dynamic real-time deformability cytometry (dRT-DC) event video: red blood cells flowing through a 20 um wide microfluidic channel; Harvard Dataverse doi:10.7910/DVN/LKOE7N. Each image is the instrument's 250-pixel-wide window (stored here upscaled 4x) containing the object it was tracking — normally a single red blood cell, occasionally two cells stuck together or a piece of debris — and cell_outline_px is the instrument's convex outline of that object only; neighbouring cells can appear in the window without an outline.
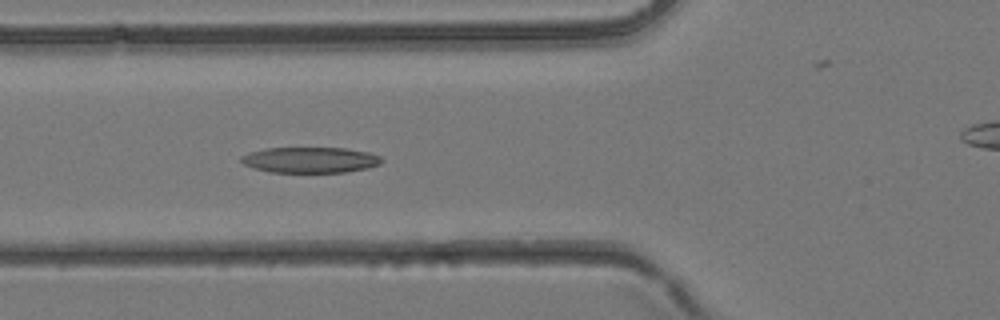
{"species": "common noctule bat (a hibernating species)", "species_latin": "Nyctalus noctula", "temperature_condition": "room temperature", "stored_images_in_passage": 40, "camera_frame_rate_fps": 3000, "um_per_image_px": 0.085, "animal": {"sex": "female", "body_mass_g": 24.6, "forearm_length_mm": 56.2}, "frame": {"image": 1, "passage_image": 14, "time_ms": 4.333, "image_size_px": [1000, 320], "cell_outline_px": [[384, 160], [380, 164], [368, 168], [344, 172], [268, 172], [244, 164], [240, 160], [240, 156], [248, 152], [264, 148], [344, 148], [368, 152], [380, 156]], "centroid_in_image_um": [26.36, 13.59], "position_along_channel_um": 99.4, "area_um2": 21.1}}
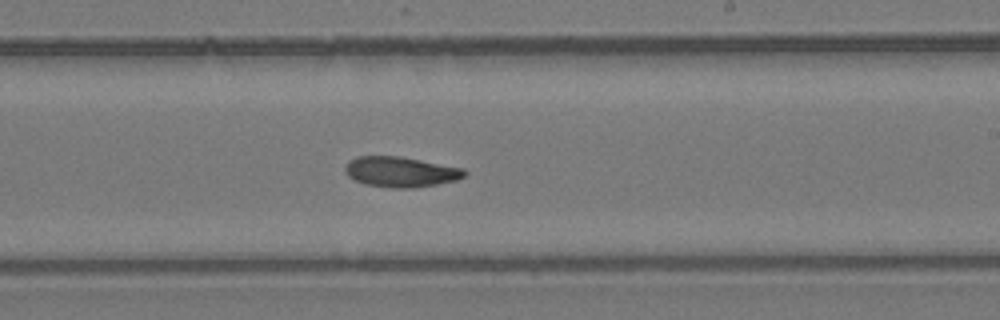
{"frame": {"image": 2, "passage_image": 23, "time_ms": 7.333, "image_size_px": [1000, 320], "cell_outline_px": [[468, 172], [464, 176], [456, 180], [416, 188], [392, 188], [368, 184], [356, 180], [348, 176], [344, 172], [344, 168], [348, 160], [356, 156], [400, 156], [464, 168]], "centroid_in_image_um": [34.05, 14.6], "position_along_channel_um": 254.9, "area_um2": 21.15}}
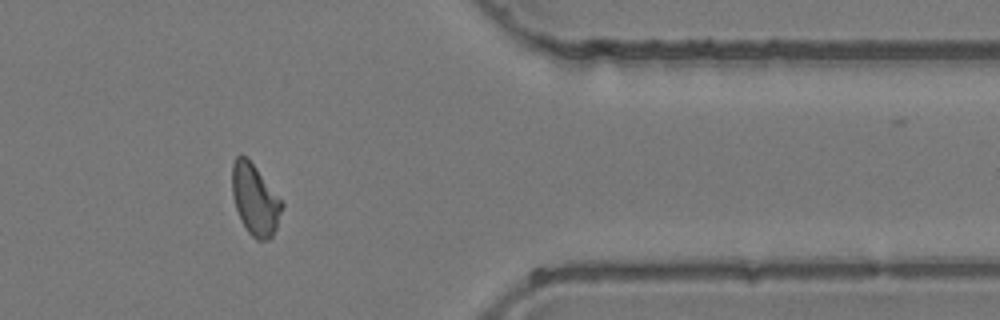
{"frame": {"image": 3, "passage_image": 32, "time_ms": 10.333, "image_size_px": [1000, 320], "cell_outline_px": [[284, 204], [276, 228], [272, 236], [268, 240], [256, 240], [248, 232], [236, 208], [232, 196], [232, 164], [236, 156], [244, 156], [256, 168], [284, 200]], "centroid_in_image_um": [21.7, 16.98], "position_along_channel_um": 389.7, "area_um2": 20.52}}